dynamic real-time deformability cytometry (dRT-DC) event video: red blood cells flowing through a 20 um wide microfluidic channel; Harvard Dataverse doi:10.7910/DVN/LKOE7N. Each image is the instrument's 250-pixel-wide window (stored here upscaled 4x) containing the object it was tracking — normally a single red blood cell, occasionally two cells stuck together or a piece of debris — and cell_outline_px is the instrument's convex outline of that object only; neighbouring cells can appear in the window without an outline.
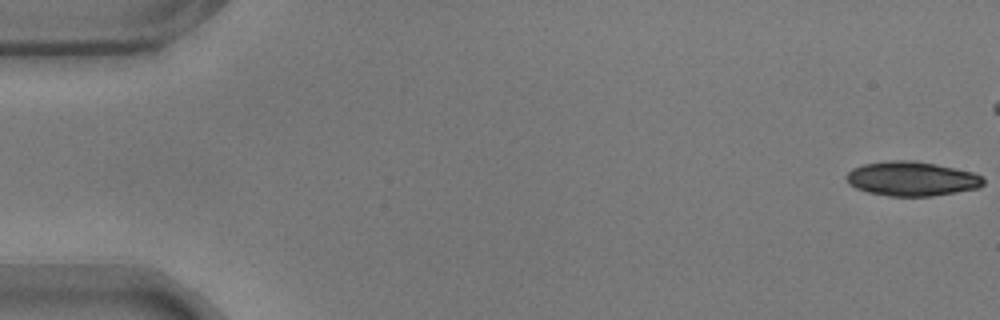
{"species": "common noctule bat (a hibernating species)", "species_latin": "Nyctalus noctula", "temperature_condition": "warm", "stored_images_in_passage": 17, "camera_frame_rate_fps": 3000, "um_per_image_px": 0.085, "animal": {"sex": "male", "body_mass_g": 17.9}, "frame": {"image": 1, "passage_image": 1, "time_ms": 0.0, "image_size_px": [1000, 320], "cell_outline_px": [[984, 184], [980, 188], [932, 196], [888, 196], [868, 192], [856, 188], [848, 184], [844, 176], [852, 168], [864, 164], [892, 160], [916, 160], [936, 164], [972, 172], [980, 176], [984, 180]], "centroid_in_image_um": [77.47, 15.19], "position_along_channel_um": 7.5, "area_um2": 27.57}}